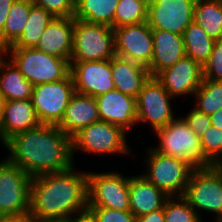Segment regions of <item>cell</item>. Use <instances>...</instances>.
I'll return each instance as SVG.
<instances>
[{
	"instance_id": "6da1fadb",
	"label": "cell",
	"mask_w": 222,
	"mask_h": 222,
	"mask_svg": "<svg viewBox=\"0 0 222 222\" xmlns=\"http://www.w3.org/2000/svg\"><path fill=\"white\" fill-rule=\"evenodd\" d=\"M3 146L7 160L31 177L61 172L73 166L72 138L56 125H45L19 133Z\"/></svg>"
},
{
	"instance_id": "7a4b0ae2",
	"label": "cell",
	"mask_w": 222,
	"mask_h": 222,
	"mask_svg": "<svg viewBox=\"0 0 222 222\" xmlns=\"http://www.w3.org/2000/svg\"><path fill=\"white\" fill-rule=\"evenodd\" d=\"M87 173L74 165L32 177L29 215L38 220H67L88 211Z\"/></svg>"
},
{
	"instance_id": "3957f363",
	"label": "cell",
	"mask_w": 222,
	"mask_h": 222,
	"mask_svg": "<svg viewBox=\"0 0 222 222\" xmlns=\"http://www.w3.org/2000/svg\"><path fill=\"white\" fill-rule=\"evenodd\" d=\"M5 56H10L12 64L33 86L56 82L66 78L71 72L70 61L48 55L33 48H6Z\"/></svg>"
},
{
	"instance_id": "277c9868",
	"label": "cell",
	"mask_w": 222,
	"mask_h": 222,
	"mask_svg": "<svg viewBox=\"0 0 222 222\" xmlns=\"http://www.w3.org/2000/svg\"><path fill=\"white\" fill-rule=\"evenodd\" d=\"M154 133L159 138L158 146L153 148L156 152L182 159L193 168L213 166L203 154L200 138L188 127L182 117L175 118Z\"/></svg>"
},
{
	"instance_id": "5b68a950",
	"label": "cell",
	"mask_w": 222,
	"mask_h": 222,
	"mask_svg": "<svg viewBox=\"0 0 222 222\" xmlns=\"http://www.w3.org/2000/svg\"><path fill=\"white\" fill-rule=\"evenodd\" d=\"M115 56L112 27L74 19L70 66L81 61L108 60Z\"/></svg>"
},
{
	"instance_id": "8992f818",
	"label": "cell",
	"mask_w": 222,
	"mask_h": 222,
	"mask_svg": "<svg viewBox=\"0 0 222 222\" xmlns=\"http://www.w3.org/2000/svg\"><path fill=\"white\" fill-rule=\"evenodd\" d=\"M183 197L199 216L204 210L218 219L222 214V166L194 168Z\"/></svg>"
},
{
	"instance_id": "52a82bcc",
	"label": "cell",
	"mask_w": 222,
	"mask_h": 222,
	"mask_svg": "<svg viewBox=\"0 0 222 222\" xmlns=\"http://www.w3.org/2000/svg\"><path fill=\"white\" fill-rule=\"evenodd\" d=\"M148 152V169L141 175L169 197L183 196L194 168L182 159L156 152L153 147Z\"/></svg>"
},
{
	"instance_id": "ba28073f",
	"label": "cell",
	"mask_w": 222,
	"mask_h": 222,
	"mask_svg": "<svg viewBox=\"0 0 222 222\" xmlns=\"http://www.w3.org/2000/svg\"><path fill=\"white\" fill-rule=\"evenodd\" d=\"M126 133L122 127L105 121L93 123L72 137V156L78 149L93 155L128 154Z\"/></svg>"
},
{
	"instance_id": "9c48e42d",
	"label": "cell",
	"mask_w": 222,
	"mask_h": 222,
	"mask_svg": "<svg viewBox=\"0 0 222 222\" xmlns=\"http://www.w3.org/2000/svg\"><path fill=\"white\" fill-rule=\"evenodd\" d=\"M32 177L7 159L0 162V216L29 213Z\"/></svg>"
},
{
	"instance_id": "30bf717a",
	"label": "cell",
	"mask_w": 222,
	"mask_h": 222,
	"mask_svg": "<svg viewBox=\"0 0 222 222\" xmlns=\"http://www.w3.org/2000/svg\"><path fill=\"white\" fill-rule=\"evenodd\" d=\"M74 94L71 73L62 80L34 86L31 100L40 123L57 126Z\"/></svg>"
},
{
	"instance_id": "8fae6325",
	"label": "cell",
	"mask_w": 222,
	"mask_h": 222,
	"mask_svg": "<svg viewBox=\"0 0 222 222\" xmlns=\"http://www.w3.org/2000/svg\"><path fill=\"white\" fill-rule=\"evenodd\" d=\"M88 207L130 210L129 177L119 172L87 173Z\"/></svg>"
},
{
	"instance_id": "7c38bea8",
	"label": "cell",
	"mask_w": 222,
	"mask_h": 222,
	"mask_svg": "<svg viewBox=\"0 0 222 222\" xmlns=\"http://www.w3.org/2000/svg\"><path fill=\"white\" fill-rule=\"evenodd\" d=\"M172 97L157 80L150 76L136 97L137 123H149L152 130L167 126L174 120Z\"/></svg>"
},
{
	"instance_id": "4fadbf2b",
	"label": "cell",
	"mask_w": 222,
	"mask_h": 222,
	"mask_svg": "<svg viewBox=\"0 0 222 222\" xmlns=\"http://www.w3.org/2000/svg\"><path fill=\"white\" fill-rule=\"evenodd\" d=\"M196 0H149L147 23L151 29L183 35L193 22Z\"/></svg>"
},
{
	"instance_id": "5bb4252c",
	"label": "cell",
	"mask_w": 222,
	"mask_h": 222,
	"mask_svg": "<svg viewBox=\"0 0 222 222\" xmlns=\"http://www.w3.org/2000/svg\"><path fill=\"white\" fill-rule=\"evenodd\" d=\"M115 55L148 67L153 56L152 29L147 22L114 28Z\"/></svg>"
},
{
	"instance_id": "9a60e30c",
	"label": "cell",
	"mask_w": 222,
	"mask_h": 222,
	"mask_svg": "<svg viewBox=\"0 0 222 222\" xmlns=\"http://www.w3.org/2000/svg\"><path fill=\"white\" fill-rule=\"evenodd\" d=\"M70 73L76 93L96 98L115 89L111 59L75 62L71 65Z\"/></svg>"
},
{
	"instance_id": "2e32d148",
	"label": "cell",
	"mask_w": 222,
	"mask_h": 222,
	"mask_svg": "<svg viewBox=\"0 0 222 222\" xmlns=\"http://www.w3.org/2000/svg\"><path fill=\"white\" fill-rule=\"evenodd\" d=\"M155 77L172 97L192 96L203 81V67L185 56Z\"/></svg>"
},
{
	"instance_id": "e0dca14e",
	"label": "cell",
	"mask_w": 222,
	"mask_h": 222,
	"mask_svg": "<svg viewBox=\"0 0 222 222\" xmlns=\"http://www.w3.org/2000/svg\"><path fill=\"white\" fill-rule=\"evenodd\" d=\"M100 121L122 127L125 131L137 124L136 98L113 89L96 97Z\"/></svg>"
},
{
	"instance_id": "ac0fdd59",
	"label": "cell",
	"mask_w": 222,
	"mask_h": 222,
	"mask_svg": "<svg viewBox=\"0 0 222 222\" xmlns=\"http://www.w3.org/2000/svg\"><path fill=\"white\" fill-rule=\"evenodd\" d=\"M40 125L31 99L4 101L3 117L0 123V142L4 145L14 135Z\"/></svg>"
},
{
	"instance_id": "d6986e66",
	"label": "cell",
	"mask_w": 222,
	"mask_h": 222,
	"mask_svg": "<svg viewBox=\"0 0 222 222\" xmlns=\"http://www.w3.org/2000/svg\"><path fill=\"white\" fill-rule=\"evenodd\" d=\"M74 17H54L39 39L36 49L62 59H71Z\"/></svg>"
},
{
	"instance_id": "ffe728a7",
	"label": "cell",
	"mask_w": 222,
	"mask_h": 222,
	"mask_svg": "<svg viewBox=\"0 0 222 222\" xmlns=\"http://www.w3.org/2000/svg\"><path fill=\"white\" fill-rule=\"evenodd\" d=\"M153 56L147 67L150 76L174 65L186 56L183 35L165 30L152 29Z\"/></svg>"
},
{
	"instance_id": "44dd1931",
	"label": "cell",
	"mask_w": 222,
	"mask_h": 222,
	"mask_svg": "<svg viewBox=\"0 0 222 222\" xmlns=\"http://www.w3.org/2000/svg\"><path fill=\"white\" fill-rule=\"evenodd\" d=\"M99 121L96 98L75 92L57 126L72 138L81 129Z\"/></svg>"
},
{
	"instance_id": "7402d4cb",
	"label": "cell",
	"mask_w": 222,
	"mask_h": 222,
	"mask_svg": "<svg viewBox=\"0 0 222 222\" xmlns=\"http://www.w3.org/2000/svg\"><path fill=\"white\" fill-rule=\"evenodd\" d=\"M168 197L141 174L129 177L130 211L135 217L162 209Z\"/></svg>"
},
{
	"instance_id": "603a6c76",
	"label": "cell",
	"mask_w": 222,
	"mask_h": 222,
	"mask_svg": "<svg viewBox=\"0 0 222 222\" xmlns=\"http://www.w3.org/2000/svg\"><path fill=\"white\" fill-rule=\"evenodd\" d=\"M111 71L115 89L135 98L150 77L146 66L116 55L111 58Z\"/></svg>"
},
{
	"instance_id": "cb8c5ba5",
	"label": "cell",
	"mask_w": 222,
	"mask_h": 222,
	"mask_svg": "<svg viewBox=\"0 0 222 222\" xmlns=\"http://www.w3.org/2000/svg\"><path fill=\"white\" fill-rule=\"evenodd\" d=\"M7 60L5 55L0 59V93L4 101L31 99L34 86Z\"/></svg>"
},
{
	"instance_id": "d4e9b609",
	"label": "cell",
	"mask_w": 222,
	"mask_h": 222,
	"mask_svg": "<svg viewBox=\"0 0 222 222\" xmlns=\"http://www.w3.org/2000/svg\"><path fill=\"white\" fill-rule=\"evenodd\" d=\"M118 2L119 0H75L74 19L114 29V15Z\"/></svg>"
},
{
	"instance_id": "484cf974",
	"label": "cell",
	"mask_w": 222,
	"mask_h": 222,
	"mask_svg": "<svg viewBox=\"0 0 222 222\" xmlns=\"http://www.w3.org/2000/svg\"><path fill=\"white\" fill-rule=\"evenodd\" d=\"M193 21L213 40L222 39V0H196Z\"/></svg>"
},
{
	"instance_id": "4316f807",
	"label": "cell",
	"mask_w": 222,
	"mask_h": 222,
	"mask_svg": "<svg viewBox=\"0 0 222 222\" xmlns=\"http://www.w3.org/2000/svg\"><path fill=\"white\" fill-rule=\"evenodd\" d=\"M32 0H16L8 12L5 27L0 34V46L5 50L12 46L23 34L28 20Z\"/></svg>"
},
{
	"instance_id": "83f0119b",
	"label": "cell",
	"mask_w": 222,
	"mask_h": 222,
	"mask_svg": "<svg viewBox=\"0 0 222 222\" xmlns=\"http://www.w3.org/2000/svg\"><path fill=\"white\" fill-rule=\"evenodd\" d=\"M183 39L186 56L203 67L211 55L215 40L194 21L185 29Z\"/></svg>"
},
{
	"instance_id": "f1b7e54d",
	"label": "cell",
	"mask_w": 222,
	"mask_h": 222,
	"mask_svg": "<svg viewBox=\"0 0 222 222\" xmlns=\"http://www.w3.org/2000/svg\"><path fill=\"white\" fill-rule=\"evenodd\" d=\"M53 16L44 8L33 5L30 8L28 20L24 26L23 34L19 39L7 48H33L39 42L42 33L49 23L53 20Z\"/></svg>"
},
{
	"instance_id": "f546056e",
	"label": "cell",
	"mask_w": 222,
	"mask_h": 222,
	"mask_svg": "<svg viewBox=\"0 0 222 222\" xmlns=\"http://www.w3.org/2000/svg\"><path fill=\"white\" fill-rule=\"evenodd\" d=\"M195 107L198 111L211 115L222 108V81L204 79L195 91Z\"/></svg>"
},
{
	"instance_id": "4dcf8cb0",
	"label": "cell",
	"mask_w": 222,
	"mask_h": 222,
	"mask_svg": "<svg viewBox=\"0 0 222 222\" xmlns=\"http://www.w3.org/2000/svg\"><path fill=\"white\" fill-rule=\"evenodd\" d=\"M149 0H119L114 15V28L147 22Z\"/></svg>"
},
{
	"instance_id": "1f68e13d",
	"label": "cell",
	"mask_w": 222,
	"mask_h": 222,
	"mask_svg": "<svg viewBox=\"0 0 222 222\" xmlns=\"http://www.w3.org/2000/svg\"><path fill=\"white\" fill-rule=\"evenodd\" d=\"M163 209L165 222H203L183 196L168 197Z\"/></svg>"
},
{
	"instance_id": "d6a6232c",
	"label": "cell",
	"mask_w": 222,
	"mask_h": 222,
	"mask_svg": "<svg viewBox=\"0 0 222 222\" xmlns=\"http://www.w3.org/2000/svg\"><path fill=\"white\" fill-rule=\"evenodd\" d=\"M200 142L205 158L213 166H222V130L211 126Z\"/></svg>"
},
{
	"instance_id": "836d02e7",
	"label": "cell",
	"mask_w": 222,
	"mask_h": 222,
	"mask_svg": "<svg viewBox=\"0 0 222 222\" xmlns=\"http://www.w3.org/2000/svg\"><path fill=\"white\" fill-rule=\"evenodd\" d=\"M203 78L222 81V39L214 41L211 55L203 66Z\"/></svg>"
},
{
	"instance_id": "e575fe53",
	"label": "cell",
	"mask_w": 222,
	"mask_h": 222,
	"mask_svg": "<svg viewBox=\"0 0 222 222\" xmlns=\"http://www.w3.org/2000/svg\"><path fill=\"white\" fill-rule=\"evenodd\" d=\"M35 6L44 8L53 17H74L75 0H32Z\"/></svg>"
},
{
	"instance_id": "d590c367",
	"label": "cell",
	"mask_w": 222,
	"mask_h": 222,
	"mask_svg": "<svg viewBox=\"0 0 222 222\" xmlns=\"http://www.w3.org/2000/svg\"><path fill=\"white\" fill-rule=\"evenodd\" d=\"M96 222H135L136 217L130 210L120 211L104 207H88Z\"/></svg>"
},
{
	"instance_id": "8d00e7d4",
	"label": "cell",
	"mask_w": 222,
	"mask_h": 222,
	"mask_svg": "<svg viewBox=\"0 0 222 222\" xmlns=\"http://www.w3.org/2000/svg\"><path fill=\"white\" fill-rule=\"evenodd\" d=\"M182 118L199 138H202L206 131L212 126L209 115L198 111L196 108L190 110L187 116Z\"/></svg>"
},
{
	"instance_id": "74e56055",
	"label": "cell",
	"mask_w": 222,
	"mask_h": 222,
	"mask_svg": "<svg viewBox=\"0 0 222 222\" xmlns=\"http://www.w3.org/2000/svg\"><path fill=\"white\" fill-rule=\"evenodd\" d=\"M135 222H165L164 209H159L148 214L138 216Z\"/></svg>"
},
{
	"instance_id": "f35d334b",
	"label": "cell",
	"mask_w": 222,
	"mask_h": 222,
	"mask_svg": "<svg viewBox=\"0 0 222 222\" xmlns=\"http://www.w3.org/2000/svg\"><path fill=\"white\" fill-rule=\"evenodd\" d=\"M15 1L16 0H0V34L3 32L8 12Z\"/></svg>"
},
{
	"instance_id": "ab89813d",
	"label": "cell",
	"mask_w": 222,
	"mask_h": 222,
	"mask_svg": "<svg viewBox=\"0 0 222 222\" xmlns=\"http://www.w3.org/2000/svg\"><path fill=\"white\" fill-rule=\"evenodd\" d=\"M66 222H96V220L92 216V214L89 211H87L68 218Z\"/></svg>"
},
{
	"instance_id": "60d3db41",
	"label": "cell",
	"mask_w": 222,
	"mask_h": 222,
	"mask_svg": "<svg viewBox=\"0 0 222 222\" xmlns=\"http://www.w3.org/2000/svg\"><path fill=\"white\" fill-rule=\"evenodd\" d=\"M0 222H33L29 213L20 216L0 217Z\"/></svg>"
},
{
	"instance_id": "b9f144b4",
	"label": "cell",
	"mask_w": 222,
	"mask_h": 222,
	"mask_svg": "<svg viewBox=\"0 0 222 222\" xmlns=\"http://www.w3.org/2000/svg\"><path fill=\"white\" fill-rule=\"evenodd\" d=\"M212 126L222 130V108L217 112L209 115Z\"/></svg>"
},
{
	"instance_id": "7bdbcfd3",
	"label": "cell",
	"mask_w": 222,
	"mask_h": 222,
	"mask_svg": "<svg viewBox=\"0 0 222 222\" xmlns=\"http://www.w3.org/2000/svg\"><path fill=\"white\" fill-rule=\"evenodd\" d=\"M3 104H4V99L3 96L0 93V123L3 117Z\"/></svg>"
},
{
	"instance_id": "ee69618b",
	"label": "cell",
	"mask_w": 222,
	"mask_h": 222,
	"mask_svg": "<svg viewBox=\"0 0 222 222\" xmlns=\"http://www.w3.org/2000/svg\"><path fill=\"white\" fill-rule=\"evenodd\" d=\"M33 222H66L65 220H38L33 219Z\"/></svg>"
},
{
	"instance_id": "f6af8a7d",
	"label": "cell",
	"mask_w": 222,
	"mask_h": 222,
	"mask_svg": "<svg viewBox=\"0 0 222 222\" xmlns=\"http://www.w3.org/2000/svg\"><path fill=\"white\" fill-rule=\"evenodd\" d=\"M4 56V49L0 46V59Z\"/></svg>"
},
{
	"instance_id": "bcb514c9",
	"label": "cell",
	"mask_w": 222,
	"mask_h": 222,
	"mask_svg": "<svg viewBox=\"0 0 222 222\" xmlns=\"http://www.w3.org/2000/svg\"><path fill=\"white\" fill-rule=\"evenodd\" d=\"M215 220H216V222H222V214L218 219L215 218Z\"/></svg>"
}]
</instances>
